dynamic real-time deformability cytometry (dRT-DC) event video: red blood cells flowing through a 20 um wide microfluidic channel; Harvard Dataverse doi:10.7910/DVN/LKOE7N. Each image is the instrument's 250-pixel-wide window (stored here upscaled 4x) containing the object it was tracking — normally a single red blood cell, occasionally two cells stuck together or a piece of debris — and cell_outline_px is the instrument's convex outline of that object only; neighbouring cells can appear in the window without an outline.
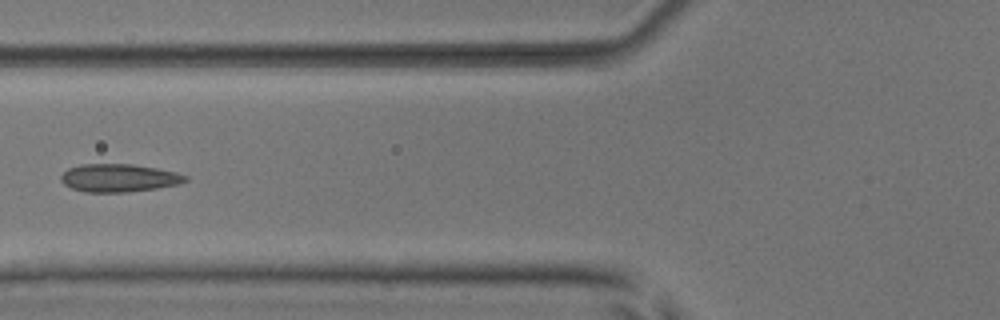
{"species": "common noctule bat (a hibernating species)", "species_latin": "Nyctalus noctula", "temperature_condition": "room temperature", "stored_images_in_passage": 8, "camera_frame_rate_fps": 3000, "um_per_image_px": 0.085, "animal": {"sex": "male", "body_mass_g": 17.9, "forearm_length_mm": 54.2}, "frame": {"image": 1, "passage_image": 7, "time_ms": 7.0, "image_size_px": [1000, 320], "cell_outline_px": [[188, 180], [180, 184], [156, 188], [128, 192], [84, 192], [72, 188], [64, 184], [60, 180], [60, 176], [68, 168], [80, 164], [132, 164], [156, 168], [176, 172], [188, 176]], "centroid_in_image_um": [10.1, 15.12], "position_along_channel_um": 115.7, "area_um2": 20.35}}
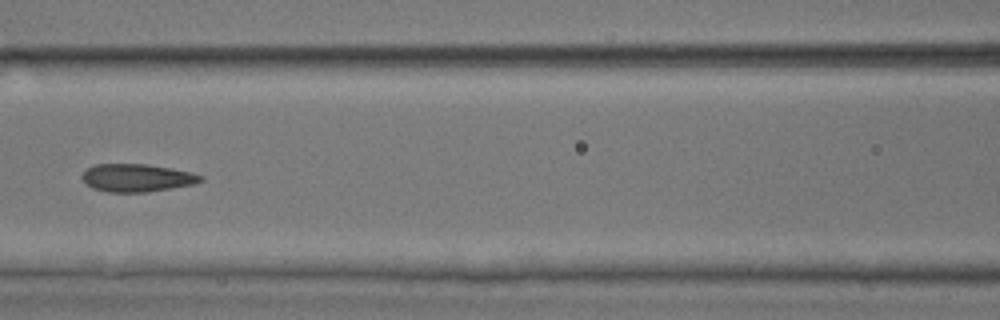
{"frame": {"image": 2, "passage_image": 8, "time_ms": 8.0, "image_size_px": [1000, 320], "cell_outline_px": [[204, 180], [196, 184], [148, 192], [108, 192], [92, 188], [84, 180], [84, 172], [88, 168], [96, 164], [148, 164], [188, 172], [204, 176]], "centroid_in_image_um": [11.68, 15.12], "position_along_channel_um": 154.9, "area_um2": 19.02}}